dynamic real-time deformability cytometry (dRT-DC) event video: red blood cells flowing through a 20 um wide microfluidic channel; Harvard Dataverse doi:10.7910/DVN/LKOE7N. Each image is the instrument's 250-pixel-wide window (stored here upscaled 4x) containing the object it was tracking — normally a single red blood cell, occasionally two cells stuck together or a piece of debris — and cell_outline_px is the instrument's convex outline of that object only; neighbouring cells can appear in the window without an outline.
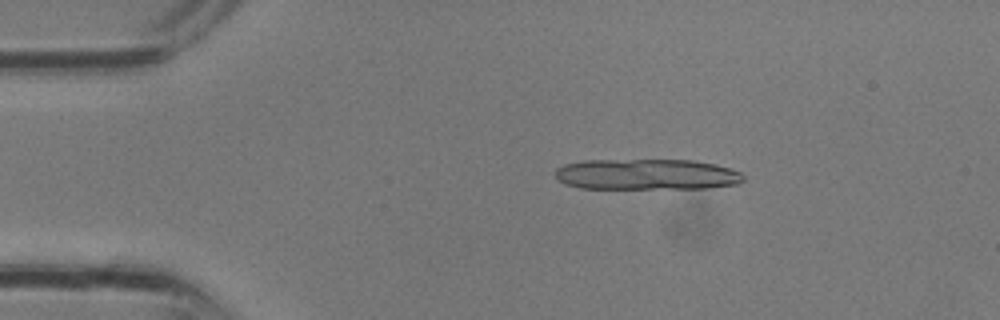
{"species": "common noctule bat (a hibernating species)", "species_latin": "Nyctalus noctula", "temperature_condition": "room temperature", "stored_images_in_passage": 8, "camera_frame_rate_fps": 3000, "um_per_image_px": 0.085, "animal": {"sex": "male", "body_mass_g": 13.3}, "frame": {"image": 1, "passage_image": 1, "time_ms": 0.0, "image_size_px": [1000, 320], "cell_outline_px": [[744, 180], [736, 184], [712, 188], [580, 188], [564, 184], [556, 180], [556, 168], [564, 164], [584, 160], [696, 160], [716, 164], [740, 172], [744, 176]], "centroid_in_image_um": [54.95, 14.82], "position_along_channel_um": 30.0, "area_um2": 34.04}}
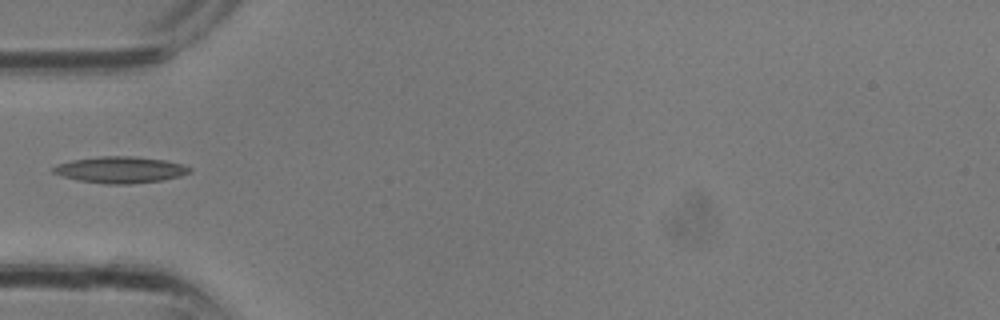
{"frame": {"image": 2, "passage_image": 6, "time_ms": 1.667, "image_size_px": [1000, 320], "cell_outline_px": [[192, 172], [180, 176], [164, 180], [128, 184], [104, 184], [80, 180], [64, 176], [52, 172], [52, 168], [56, 164], [72, 160], [100, 156], [136, 156], [164, 160], [184, 164], [192, 168]], "centroid_in_image_um": [10.27, 14.42], "position_along_channel_um": 74.7, "area_um2": 21.1}}